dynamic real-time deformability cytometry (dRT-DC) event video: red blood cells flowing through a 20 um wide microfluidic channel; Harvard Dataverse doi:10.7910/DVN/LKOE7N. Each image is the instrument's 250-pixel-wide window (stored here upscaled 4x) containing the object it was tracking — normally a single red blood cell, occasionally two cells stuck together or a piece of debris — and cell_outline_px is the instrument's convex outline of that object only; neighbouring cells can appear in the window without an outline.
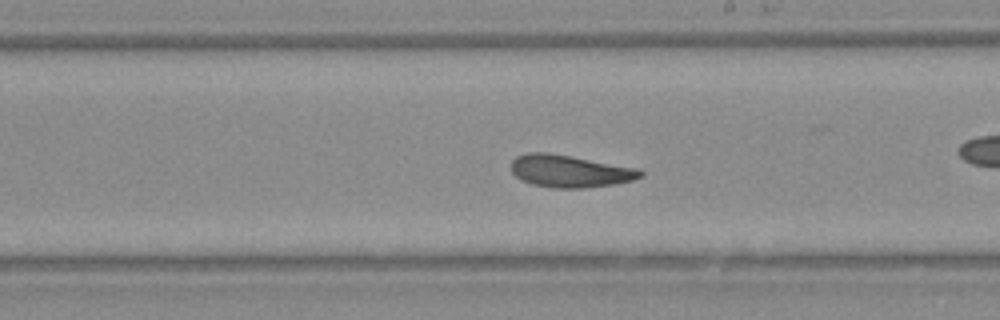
{"species": "Egyptian fruit bat (a non-hibernating species)", "species_latin": "Rousettus aegyptiacus", "temperature_condition": "warm", "stored_images_in_passage": 33, "camera_frame_rate_fps": 3000, "um_per_image_px": 0.085, "animal": {"sex": "female"}, "frame": {"image": 1, "passage_image": 19, "time_ms": 6.0, "image_size_px": [1000, 320], "cell_outline_px": [[644, 176], [632, 180], [616, 184], [584, 188], [552, 188], [532, 184], [520, 180], [512, 172], [512, 160], [516, 156], [528, 152], [548, 152], [572, 156], [636, 168], [644, 172]], "centroid_in_image_um": [48.42, 14.55], "position_along_channel_um": 240.6, "area_um2": 24.45}}